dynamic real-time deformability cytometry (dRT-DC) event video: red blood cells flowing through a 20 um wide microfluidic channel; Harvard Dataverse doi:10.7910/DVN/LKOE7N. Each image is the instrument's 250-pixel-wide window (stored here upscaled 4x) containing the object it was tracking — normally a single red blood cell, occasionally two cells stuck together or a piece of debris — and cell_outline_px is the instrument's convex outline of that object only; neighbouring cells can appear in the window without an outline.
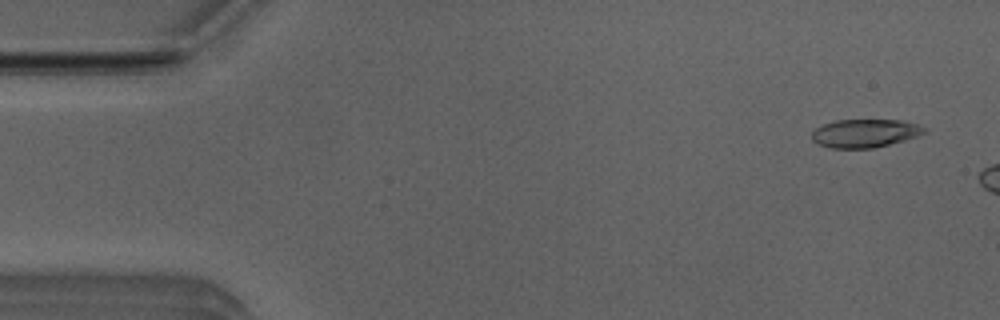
{"species": "Egyptian fruit bat (a non-hibernating species)", "species_latin": "Rousettus aegyptiacus", "temperature_condition": "room temperature", "stored_images_in_passage": 5, "camera_frame_rate_fps": 3000, "um_per_image_px": 0.085, "animal": {"sex": "male"}, "frame": {"image": 1, "passage_image": 1, "time_ms": 0.0, "image_size_px": [1000, 320], "cell_outline_px": [[928, 132], [904, 140], [872, 148], [832, 148], [820, 144], [812, 140], [812, 132], [816, 128], [824, 124], [836, 120], [904, 120], [928, 128]], "centroid_in_image_um": [73.55, 11.32], "position_along_channel_um": 11.5, "area_um2": 18.44}}